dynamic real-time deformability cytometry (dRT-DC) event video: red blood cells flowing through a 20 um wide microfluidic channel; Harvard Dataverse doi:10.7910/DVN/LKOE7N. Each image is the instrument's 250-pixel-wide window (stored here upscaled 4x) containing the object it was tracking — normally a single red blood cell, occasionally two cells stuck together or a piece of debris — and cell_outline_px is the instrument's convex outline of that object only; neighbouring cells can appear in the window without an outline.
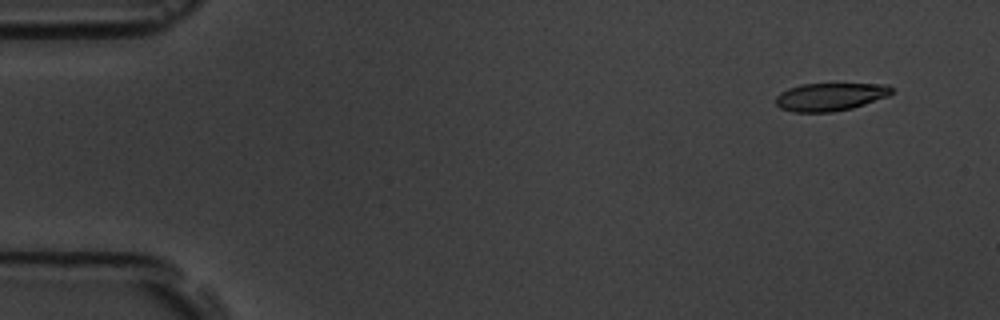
{"species": "common noctule bat (a hibernating species)", "species_latin": "Nyctalus noctula", "temperature_condition": "room temperature", "stored_images_in_passage": 16, "camera_frame_rate_fps": 3000, "um_per_image_px": 0.085, "animal": {"sex": "male", "body_mass_g": 19.5, "forearm_length_mm": 54.6}, "frame": {"image": 1, "passage_image": 1, "time_ms": 0.0, "image_size_px": [1000, 320], "cell_outline_px": [[892, 92], [888, 96], [852, 108], [832, 112], [792, 112], [780, 108], [776, 104], [776, 96], [780, 92], [788, 88], [800, 84], [888, 84], [892, 88]], "centroid_in_image_um": [70.53, 8.23], "position_along_channel_um": 14.5, "area_um2": 18.84}}
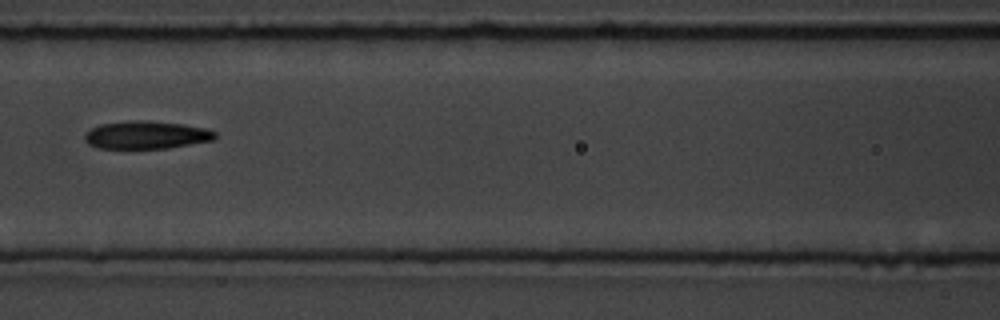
{"frame": {"image": 2, "passage_image": 7, "time_ms": 7.0, "image_size_px": [1000, 320], "cell_outline_px": [[216, 140], [168, 148], [100, 148], [88, 144], [84, 140], [84, 136], [92, 128], [100, 124], [132, 120], [148, 120], [184, 124], [208, 128], [216, 132]], "centroid_in_image_um": [12.49, 11.46], "position_along_channel_um": 154.1, "area_um2": 21.33}}
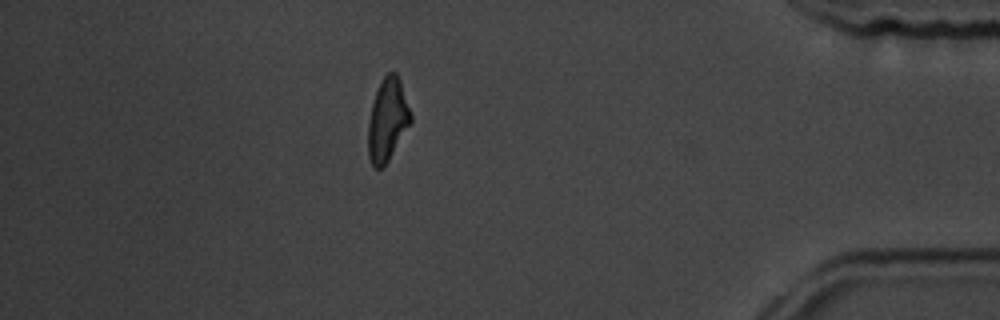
{"frame": {"image": 3, "passage_image": 14, "time_ms": 15.0, "image_size_px": [1000, 320], "cell_outline_px": [[412, 120], [384, 168], [376, 168], [372, 164], [368, 156], [368, 120], [372, 104], [380, 80], [388, 72], [396, 72], [400, 80], [412, 116]], "centroid_in_image_um": [32.93, 10.18], "position_along_channel_um": 402.3, "area_um2": 20.46}, "authors_computed_cell_mechanics": {"area_um2": 20.6635, "velocity_mm_per_s": 3.6406, "shape_relaxation_time_tau1_ms": 3.0295, "shape_relaxation_time_tau2_ms": 2.5868, "deformation_change_tau1": 0.1328, "deformation_change_tau2": 0.1145}}